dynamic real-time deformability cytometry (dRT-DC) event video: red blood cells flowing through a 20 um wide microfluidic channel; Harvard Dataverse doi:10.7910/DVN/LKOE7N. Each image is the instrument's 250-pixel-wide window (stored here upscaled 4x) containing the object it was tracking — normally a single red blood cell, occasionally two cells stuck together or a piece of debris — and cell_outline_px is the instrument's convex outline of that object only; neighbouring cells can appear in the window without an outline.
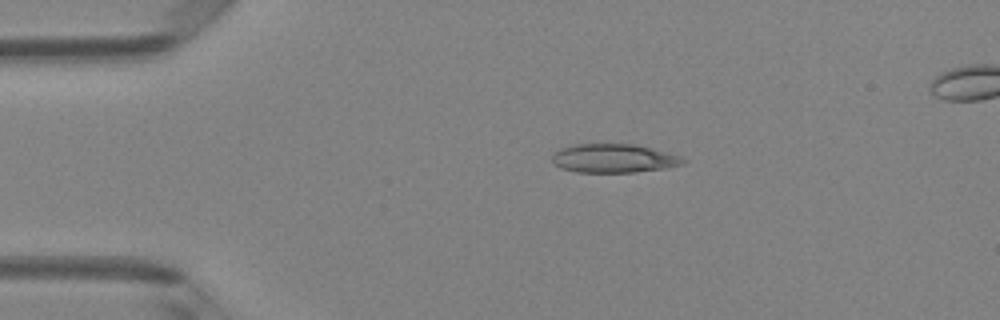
{"species": "Egyptian fruit bat (a non-hibernating species)", "species_latin": "Rousettus aegyptiacus", "temperature_condition": "room temperature", "stored_images_in_passage": 40, "camera_frame_rate_fps": 3000, "um_per_image_px": 0.085, "animal": {"sex": "female"}, "frame": {"image": 1, "passage_image": 1, "time_ms": 0.0, "image_size_px": [1000, 320], "cell_outline_px": [[688, 160], [684, 164], [664, 168], [636, 172], [576, 172], [560, 168], [552, 160], [552, 156], [560, 148], [572, 144], [636, 144], [680, 156]], "centroid_in_image_um": [52.17, 13.46], "position_along_channel_um": 32.8, "area_um2": 21.91}}
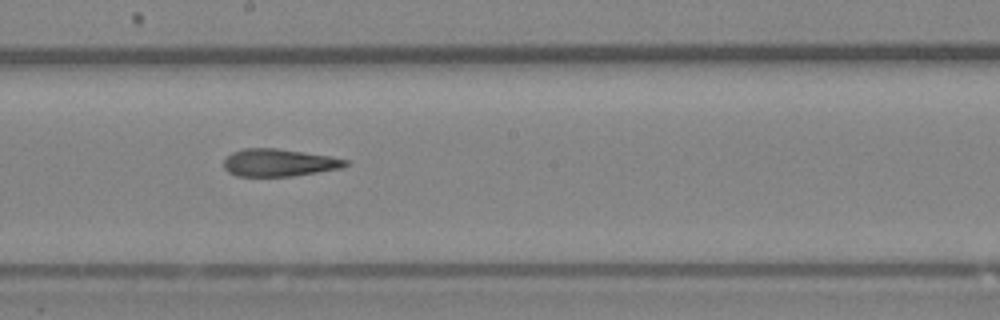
{"frame": {"image": 2, "passage_image": 18, "time_ms": 5.667, "image_size_px": [1000, 320], "cell_outline_px": [[348, 164], [344, 168], [292, 176], [236, 176], [228, 172], [224, 168], [224, 160], [232, 152], [244, 148], [276, 148], [332, 156], [348, 160]], "centroid_in_image_um": [23.73, 13.82], "position_along_channel_um": 224.5, "area_um2": 19.59}}
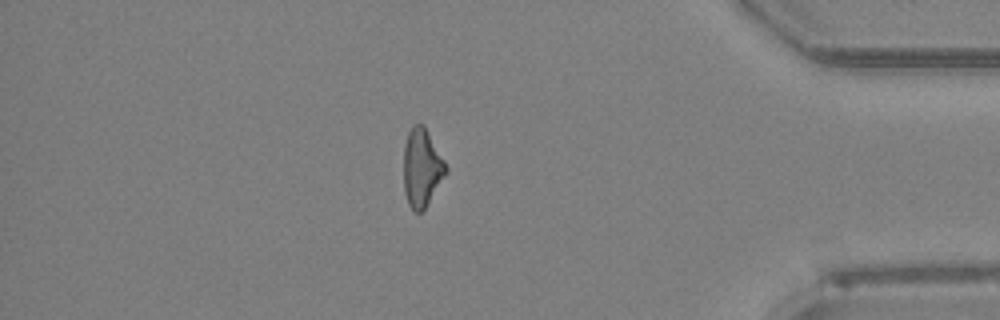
{"frame": {"image": 3, "passage_image": 33, "time_ms": 10.667, "image_size_px": [1000, 320], "cell_outline_px": [[448, 172], [424, 208], [420, 212], [416, 212], [408, 204], [404, 192], [404, 144], [408, 132], [412, 124], [424, 124], [444, 160], [448, 168]], "centroid_in_image_um": [35.85, 14.22], "position_along_channel_um": 399.3, "area_um2": 19.19}}